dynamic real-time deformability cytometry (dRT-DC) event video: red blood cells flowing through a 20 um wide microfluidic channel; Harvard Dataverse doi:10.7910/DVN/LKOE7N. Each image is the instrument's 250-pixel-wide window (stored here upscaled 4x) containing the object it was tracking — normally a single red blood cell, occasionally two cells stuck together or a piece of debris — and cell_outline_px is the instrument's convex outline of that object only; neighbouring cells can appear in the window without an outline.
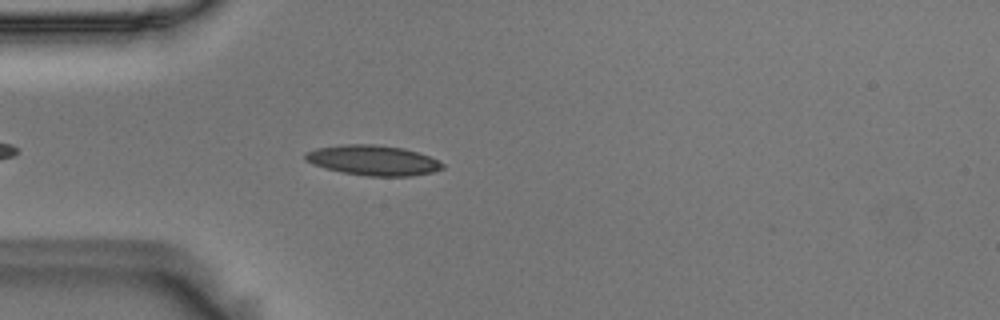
{"species": "Egyptian fruit bat (a non-hibernating species)", "species_latin": "Rousettus aegyptiacus", "temperature_condition": "room temperature", "stored_images_in_passage": 30, "camera_frame_rate_fps": 3000, "um_per_image_px": 0.085, "animal": {"sex": "male"}, "frame": {"image": 1, "passage_image": 6, "time_ms": 1.667, "image_size_px": [1000, 320], "cell_outline_px": [[444, 168], [432, 172], [412, 176], [368, 176], [340, 172], [324, 168], [312, 164], [304, 160], [304, 152], [316, 148], [344, 144], [372, 144], [404, 148], [428, 156], [444, 164]], "centroid_in_image_um": [31.65, 13.63], "position_along_channel_um": 53.3, "area_um2": 24.16}}
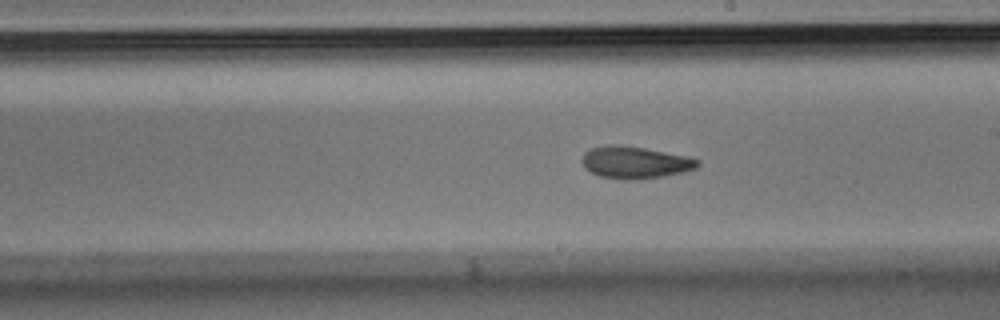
{"frame": {"image": 2, "passage_image": 18, "time_ms": 5.667, "image_size_px": [1000, 320], "cell_outline_px": [[700, 164], [696, 168], [684, 172], [636, 180], [624, 180], [600, 176], [584, 168], [580, 160], [584, 152], [588, 148], [604, 144], [620, 144], [644, 148], [688, 156], [700, 160]], "centroid_in_image_um": [53.93, 13.79], "position_along_channel_um": 235.1, "area_um2": 21.96}}
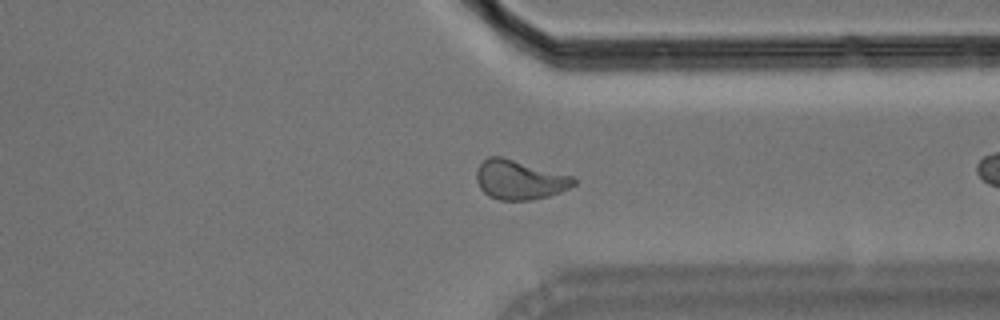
{"frame": {"image": 3, "passage_image": 29, "time_ms": 9.333, "image_size_px": [1000, 320], "cell_outline_px": [[576, 184], [560, 192], [548, 196], [532, 200], [500, 200], [488, 196], [480, 188], [476, 180], [476, 172], [480, 164], [488, 156], [500, 156], [572, 176], [576, 180]], "centroid_in_image_um": [44.14, 15.29], "position_along_channel_um": 367.3, "area_um2": 22.14}}